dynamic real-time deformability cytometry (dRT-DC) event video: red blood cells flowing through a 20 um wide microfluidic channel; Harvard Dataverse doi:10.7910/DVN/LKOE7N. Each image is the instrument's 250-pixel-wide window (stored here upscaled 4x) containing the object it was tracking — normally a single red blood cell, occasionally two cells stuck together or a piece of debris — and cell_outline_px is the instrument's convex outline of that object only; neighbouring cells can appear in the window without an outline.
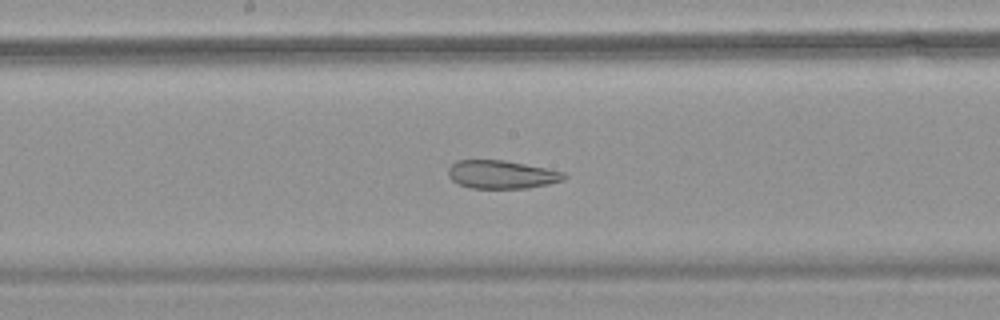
{"species": "common noctule bat (a hibernating species)", "species_latin": "Nyctalus noctula", "temperature_condition": "warm", "stored_images_in_passage": 58, "camera_frame_rate_fps": 3000, "um_per_image_px": 0.085, "animal": {"sex": "female", "body_mass_g": 18.4}, "frame": {"image": 1, "passage_image": 32, "time_ms": 10.333, "image_size_px": [1000, 320], "cell_outline_px": [[568, 176], [564, 180], [548, 184], [528, 188], [472, 188], [456, 184], [448, 176], [448, 168], [456, 160], [504, 160], [564, 172]], "centroid_in_image_um": [42.61, 14.84], "position_along_channel_um": 205.6, "area_um2": 19.07}}
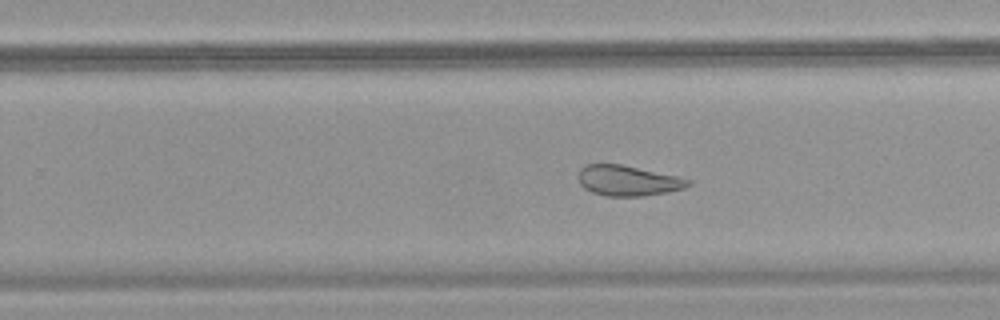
{"frame": {"image": 2, "passage_image": 38, "time_ms": 12.333, "image_size_px": [1000, 320], "cell_outline_px": [[692, 184], [684, 188], [668, 192], [644, 196], [604, 196], [592, 192], [584, 188], [580, 184], [580, 168], [584, 164], [620, 164], [676, 176], [692, 180]], "centroid_in_image_um": [53.38, 15.36], "position_along_channel_um": 276.4, "area_um2": 19.36}}
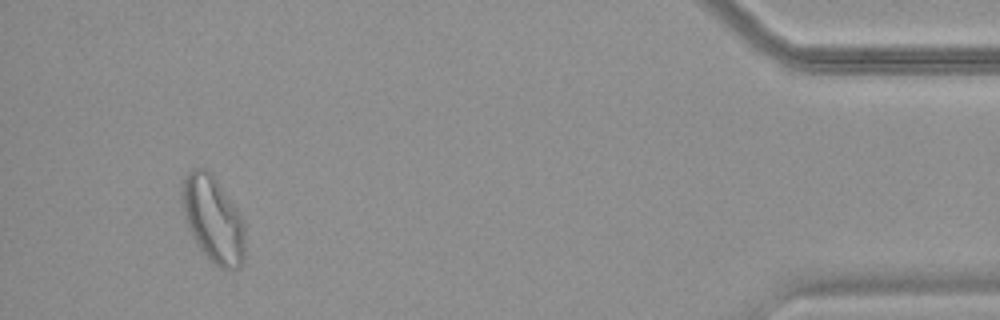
{"frame": {"image": 3, "passage_image": 55, "time_ms": 18.0, "image_size_px": [1000, 320], "cell_outline_px": [[244, 264], [236, 268], [220, 268], [212, 264], [208, 260], [192, 236], [188, 228], [184, 212], [184, 176], [192, 168], [204, 168], [216, 180], [244, 220]], "centroid_in_image_um": [18.14, 18.7], "position_along_channel_um": 417.1, "area_um2": 30.98}, "authors_computed_cell_mechanics": {"area_um2": 27.8018, "velocity_mm_per_s": 3.5598, "shape_relaxation_time_tau1_ms": null, "shape_relaxation_time_tau2_ms": 2.1336, "deformation_change_tau1": null, "deformation_change_tau2": 0.1027}}